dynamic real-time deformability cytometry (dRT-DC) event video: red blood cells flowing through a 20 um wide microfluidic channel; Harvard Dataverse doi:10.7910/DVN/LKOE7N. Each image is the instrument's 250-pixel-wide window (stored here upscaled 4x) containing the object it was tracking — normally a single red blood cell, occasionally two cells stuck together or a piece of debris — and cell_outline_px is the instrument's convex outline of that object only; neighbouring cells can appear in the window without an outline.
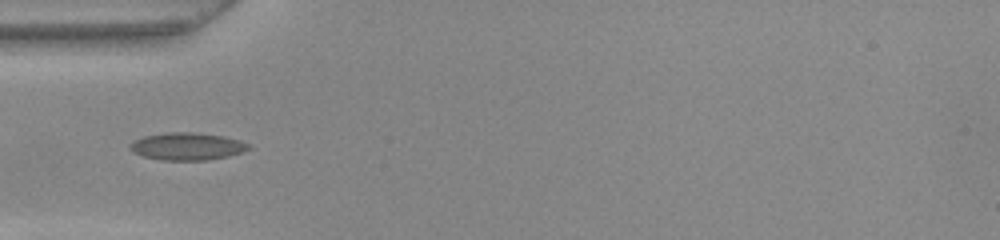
{"species": "common noctule bat (a hibernating species)", "species_latin": "Nyctalus noctula", "temperature_condition": "warm", "stored_images_in_passage": 36, "camera_frame_rate_fps": 3000, "um_per_image_px": 0.085, "animal": {"sex": "female", "body_mass_g": 22.0, "forearm_length_mm": 56.7}, "frame": {"image": 1, "passage_image": 1, "time_ms": 0.0, "image_size_px": [1000, 240], "cell_outline_px": [[252, 148], [228, 156], [208, 160], [160, 160], [144, 156], [132, 152], [128, 148], [136, 140], [144, 136], [168, 132], [192, 132], [224, 136], [240, 140], [248, 144]], "centroid_in_image_um": [15.92, 12.44], "position_along_channel_um": 69.1, "area_um2": 18.84}}
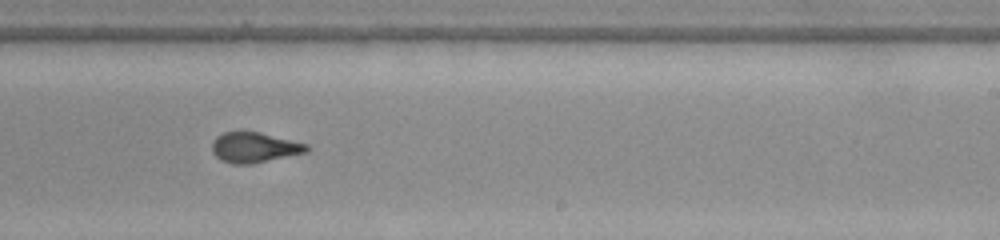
{"frame": {"image": 2, "passage_image": 16, "time_ms": 5.0, "image_size_px": [1000, 240], "cell_outline_px": [[312, 148], [308, 152], [252, 164], [232, 164], [220, 160], [212, 152], [212, 144], [216, 136], [224, 132], [260, 132], [308, 144]], "centroid_in_image_um": [21.65, 12.54], "position_along_channel_um": 267.4, "area_um2": 16.82}}
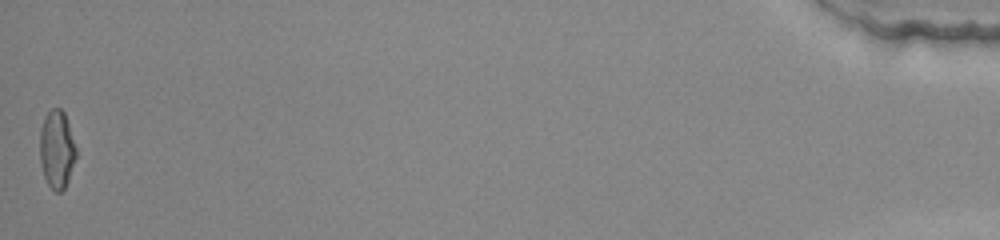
{"frame": {"image": 3, "passage_image": 36, "time_ms": 11.667, "image_size_px": [1000, 240], "cell_outline_px": [[76, 156], [68, 180], [64, 188], [60, 192], [56, 192], [48, 184], [44, 176], [40, 164], [40, 132], [44, 116], [52, 108], [60, 108], [64, 112], [76, 148]], "centroid_in_image_um": [4.81, 12.69], "position_along_channel_um": 430.4, "area_um2": 16.3}, "authors_computed_cell_mechanics": {"area_um2": 16.9354, "velocity_mm_per_s": 3.9643, "shape_relaxation_time_tau1_ms": null, "shape_relaxation_time_tau2_ms": 0.8312, "deformation_change_tau1": null, "deformation_change_tau2": 0.0745}}